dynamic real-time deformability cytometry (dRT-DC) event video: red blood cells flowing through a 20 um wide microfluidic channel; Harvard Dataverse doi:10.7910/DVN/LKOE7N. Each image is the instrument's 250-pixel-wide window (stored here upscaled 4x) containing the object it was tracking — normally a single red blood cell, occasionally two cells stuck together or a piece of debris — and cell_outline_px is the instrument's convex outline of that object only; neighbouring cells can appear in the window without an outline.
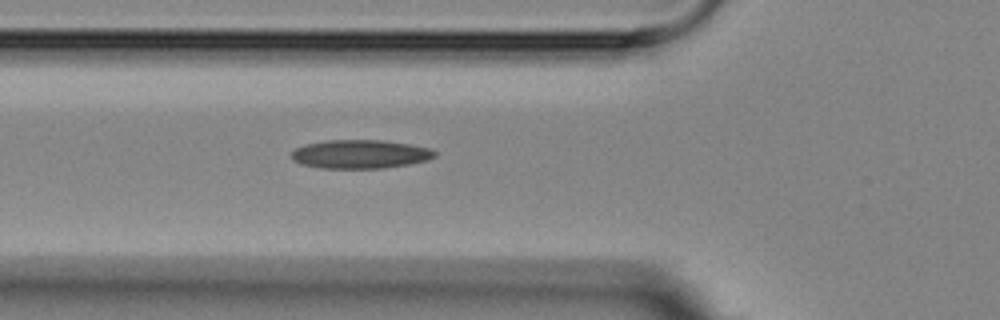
{"species": "Egyptian fruit bat (a non-hibernating species)", "species_latin": "Rousettus aegyptiacus", "temperature_condition": "room temperature", "stored_images_in_passage": 6, "camera_frame_rate_fps": 3000, "um_per_image_px": 0.085, "animal": {"sex": "female"}, "frame": {"image": 1, "passage_image": 6, "time_ms": 6.333, "image_size_px": [1000, 320], "cell_outline_px": [[436, 156], [428, 160], [408, 164], [384, 168], [320, 168], [300, 164], [292, 160], [292, 152], [296, 148], [304, 144], [324, 140], [380, 140], [408, 144], [432, 148], [436, 152]], "centroid_in_image_um": [30.6, 13.1], "position_along_channel_um": 95.2, "area_um2": 24.04}}